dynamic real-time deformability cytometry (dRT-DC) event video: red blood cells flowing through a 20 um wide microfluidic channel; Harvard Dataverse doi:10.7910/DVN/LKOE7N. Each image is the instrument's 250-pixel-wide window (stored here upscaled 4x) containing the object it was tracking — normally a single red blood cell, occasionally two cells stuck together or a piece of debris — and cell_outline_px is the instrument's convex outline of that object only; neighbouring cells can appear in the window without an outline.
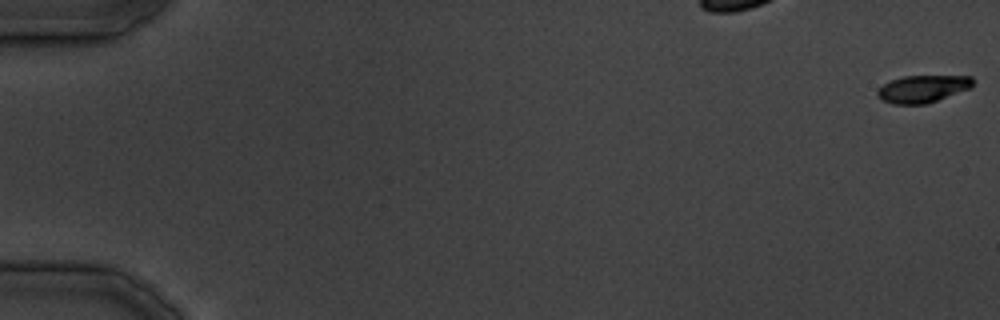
{"species": "common noctule bat (a hibernating species)", "species_latin": "Nyctalus noctula", "temperature_condition": "cold", "stored_images_in_passage": 15, "camera_frame_rate_fps": 3000, "um_per_image_px": 0.085, "animal": {"sex": "male", "body_mass_g": 19.5, "forearm_length_mm": 54.6}, "frame": {"image": 1, "passage_image": 1, "time_ms": 0.0, "image_size_px": [1000, 320], "cell_outline_px": [[972, 88], [924, 104], [892, 104], [884, 100], [876, 92], [884, 84], [892, 80], [904, 76], [972, 76]], "centroid_in_image_um": [78.45, 7.54], "position_along_channel_um": 6.5, "area_um2": 14.85}}